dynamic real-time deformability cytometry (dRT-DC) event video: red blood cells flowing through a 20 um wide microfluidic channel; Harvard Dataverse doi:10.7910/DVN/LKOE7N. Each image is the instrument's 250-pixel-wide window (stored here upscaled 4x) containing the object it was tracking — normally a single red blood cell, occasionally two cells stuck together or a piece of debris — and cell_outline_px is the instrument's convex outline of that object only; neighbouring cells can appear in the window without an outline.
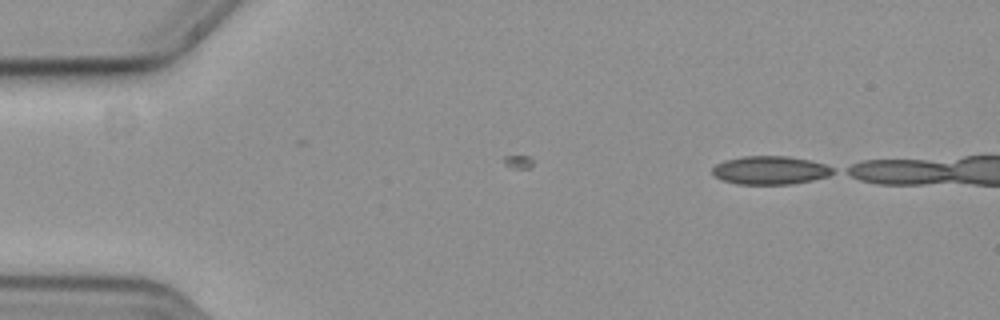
{"species": "common noctule bat (a hibernating species)", "species_latin": "Nyctalus noctula", "temperature_condition": "cold", "stored_images_in_passage": 6, "camera_frame_rate_fps": 3000, "um_per_image_px": 0.085, "animal": {"sex": "female", "body_mass_g": 19.3, "forearm_length_mm": 54.1}, "frame": {"image": 1, "passage_image": 6, "time_ms": 1.667, "image_size_px": [1000, 320], "cell_outline_px": [[836, 172], [828, 176], [812, 180], [792, 184], [736, 184], [724, 180], [716, 176], [712, 172], [712, 168], [716, 164], [724, 160], [744, 156], [788, 156], [808, 160], [824, 164], [832, 168]], "centroid_in_image_um": [65.47, 14.47], "position_along_channel_um": 19.5, "area_um2": 19.83}}